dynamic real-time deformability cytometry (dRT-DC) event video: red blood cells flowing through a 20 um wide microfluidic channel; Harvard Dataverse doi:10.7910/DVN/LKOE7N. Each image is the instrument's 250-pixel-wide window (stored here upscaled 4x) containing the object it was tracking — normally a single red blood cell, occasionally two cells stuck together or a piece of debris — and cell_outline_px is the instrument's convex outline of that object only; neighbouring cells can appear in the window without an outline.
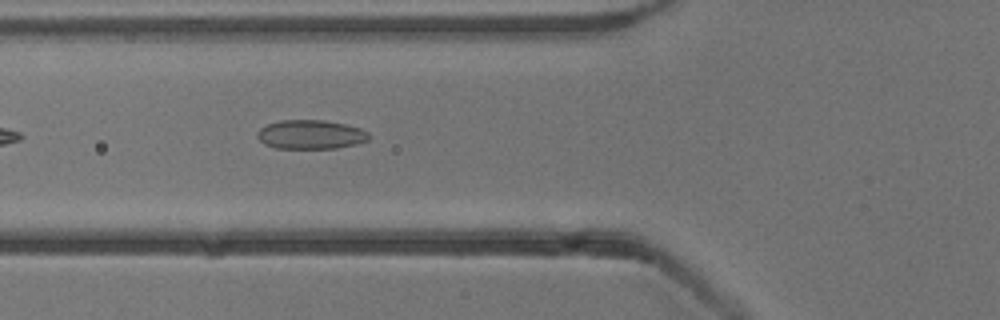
{"species": "common noctule bat (a hibernating species)", "species_latin": "Nyctalus noctula", "temperature_condition": "cold", "stored_images_in_passage": 13, "camera_frame_rate_fps": 3000, "um_per_image_px": 0.085, "animal": {"sex": "male", "body_mass_g": 13.3}, "frame": {"image": 1, "passage_image": 3, "time_ms": 0.667, "image_size_px": [1000, 320], "cell_outline_px": [[368, 140], [356, 144], [336, 148], [276, 148], [264, 144], [256, 136], [256, 132], [260, 128], [268, 124], [280, 120], [324, 120], [348, 124], [360, 128], [368, 132]], "centroid_in_image_um": [26.39, 11.42], "position_along_channel_um": 99.4, "area_um2": 18.96}}
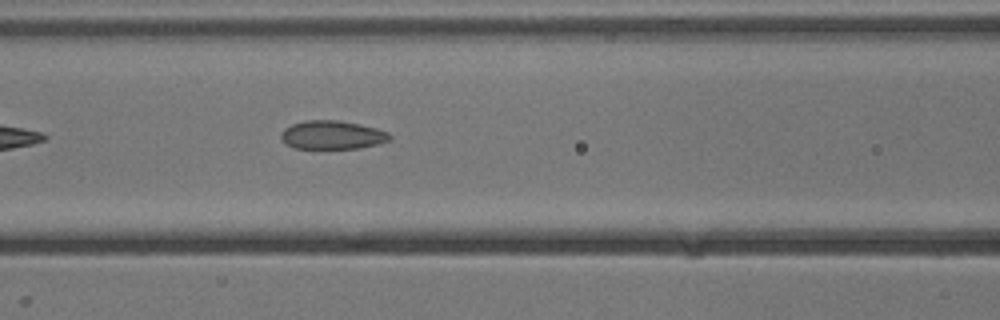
{"frame": {"image": 2, "passage_image": 6, "time_ms": 1.667, "image_size_px": [1000, 320], "cell_outline_px": [[392, 140], [380, 144], [360, 148], [292, 148], [280, 136], [280, 132], [284, 128], [292, 124], [304, 120], [340, 120], [360, 124], [376, 128], [388, 132], [392, 136]], "centroid_in_image_um": [28.28, 11.46], "position_along_channel_um": 138.3, "area_um2": 18.26}}